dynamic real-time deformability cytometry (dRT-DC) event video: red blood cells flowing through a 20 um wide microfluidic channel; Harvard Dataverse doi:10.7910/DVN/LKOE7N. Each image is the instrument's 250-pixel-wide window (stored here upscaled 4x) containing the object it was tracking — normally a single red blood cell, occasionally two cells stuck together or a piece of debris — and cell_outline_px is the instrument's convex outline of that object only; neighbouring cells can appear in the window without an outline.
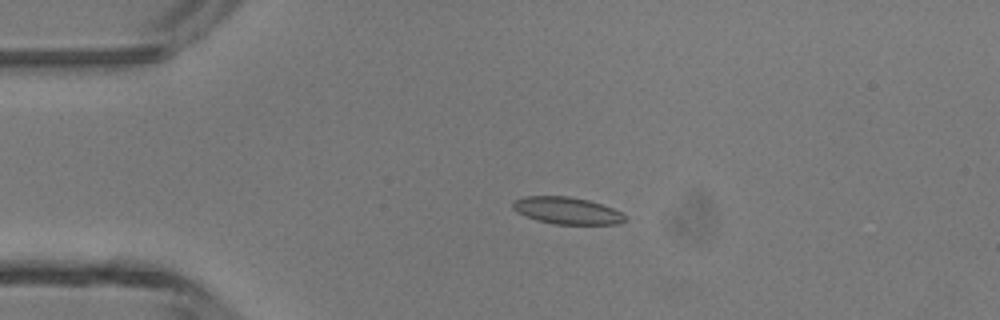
{"species": "common noctule bat (a hibernating species)", "species_latin": "Nyctalus noctula", "temperature_condition": "room temperature", "stored_images_in_passage": 41, "camera_frame_rate_fps": 3000, "um_per_image_px": 0.085, "animal": {"sex": "male", "body_mass_g": 13.3}, "frame": {"image": 1, "passage_image": 10, "time_ms": 3.0, "image_size_px": [1000, 320], "cell_outline_px": [[624, 220], [620, 224], [556, 224], [536, 220], [516, 212], [512, 208], [512, 200], [524, 196], [568, 196], [588, 200], [612, 208], [620, 212], [624, 216]], "centroid_in_image_um": [48.12, 17.89], "position_along_channel_um": 36.9, "area_um2": 17.57}}
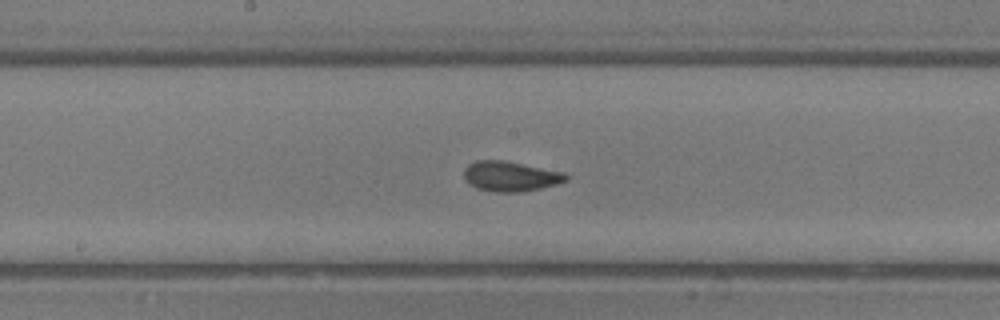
{"frame": {"image": 2, "passage_image": 24, "time_ms": 7.667, "image_size_px": [1000, 320], "cell_outline_px": [[568, 180], [556, 184], [540, 188], [520, 192], [492, 192], [476, 188], [464, 176], [464, 168], [468, 164], [476, 160], [504, 160], [564, 172], [568, 176]], "centroid_in_image_um": [43.39, 14.98], "position_along_channel_um": 204.8, "area_um2": 17.8}}
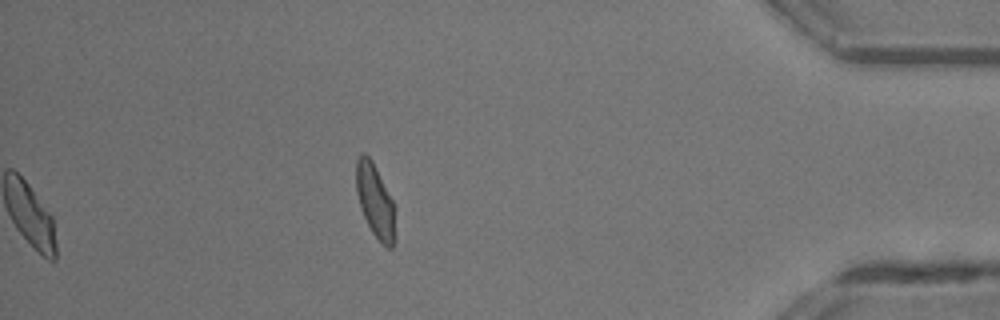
{"frame": {"image": 3, "passage_image": 41, "time_ms": 13.333, "image_size_px": [1000, 320], "cell_outline_px": [[392, 248], [388, 248], [372, 232], [360, 208], [356, 192], [356, 160], [360, 152], [364, 152], [372, 160], [392, 200]], "centroid_in_image_um": [31.8, 16.95], "position_along_channel_um": 403.4, "area_um2": 15.84}, "authors_computed_cell_mechanics": {"area_um2": 17.5712, "velocity_mm_per_s": 4.3371, "shape_relaxation_time_tau1_ms": 3.1224, "shape_relaxation_time_tau2_ms": 0.7395, "deformation_change_tau1": 0.1293, "deformation_change_tau2": 0.0711}}